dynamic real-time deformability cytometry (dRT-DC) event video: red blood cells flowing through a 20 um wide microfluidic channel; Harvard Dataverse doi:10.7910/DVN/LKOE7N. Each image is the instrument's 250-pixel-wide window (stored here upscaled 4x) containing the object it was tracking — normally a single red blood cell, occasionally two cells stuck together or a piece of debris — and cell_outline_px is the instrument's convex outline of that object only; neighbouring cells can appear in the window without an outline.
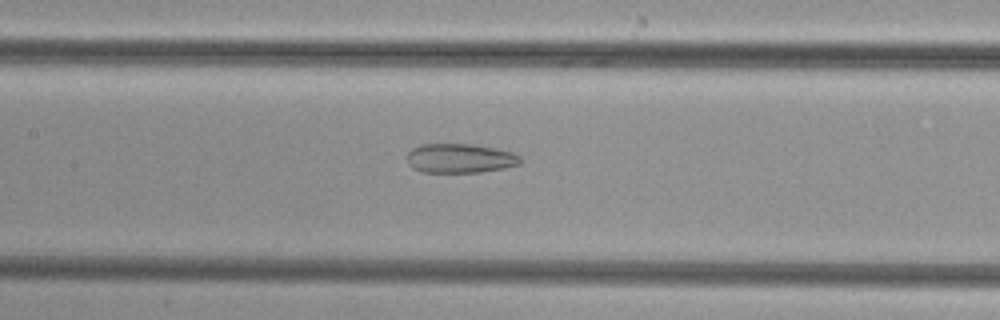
{"species": "common noctule bat (a hibernating species)", "species_latin": "Nyctalus noctula", "temperature_condition": "cold", "stored_images_in_passage": 44, "camera_frame_rate_fps": 3000, "um_per_image_px": 0.085, "animal": {"sex": "female", "body_mass_g": 29.2, "forearm_length_mm": 56.3}, "frame": {"image": 1, "passage_image": 23, "time_ms": 7.333, "image_size_px": [1000, 320], "cell_outline_px": [[524, 160], [520, 164], [504, 168], [480, 172], [424, 172], [412, 168], [408, 164], [408, 152], [412, 148], [420, 144], [472, 144], [496, 148], [512, 152], [520, 156]], "centroid_in_image_um": [39.12, 13.45], "position_along_channel_um": 168.3, "area_um2": 19.48}}
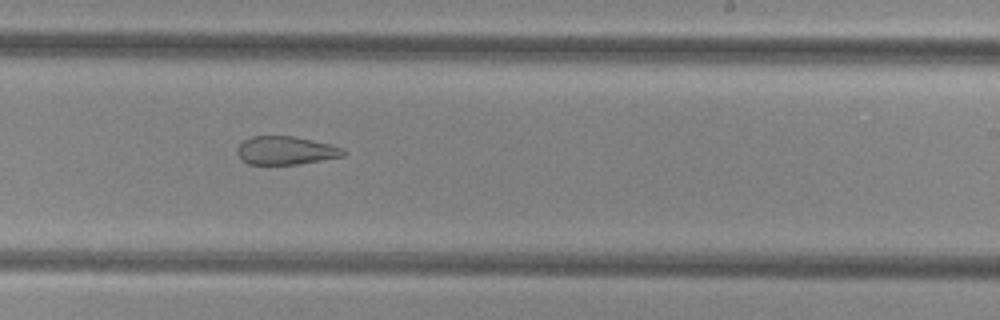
{"frame": {"image": 2, "passage_image": 30, "time_ms": 9.667, "image_size_px": [1000, 320], "cell_outline_px": [[348, 152], [344, 156], [296, 164], [248, 164], [240, 160], [236, 152], [236, 148], [244, 140], [252, 136], [292, 136], [332, 144], [344, 148]], "centroid_in_image_um": [24.29, 12.79], "position_along_channel_um": 264.7, "area_um2": 17.63}}
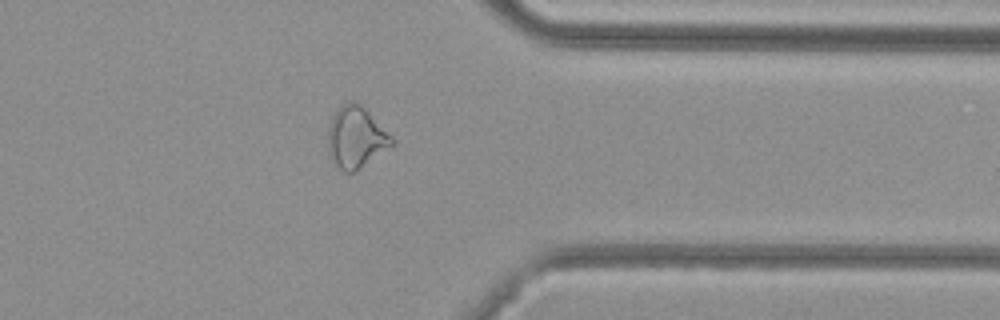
{"frame": {"image": 3, "passage_image": 39, "time_ms": 12.667, "image_size_px": [1000, 320], "cell_outline_px": [[396, 144], [356, 172], [344, 172], [332, 160], [328, 152], [328, 128], [332, 116], [340, 104], [348, 100], [352, 100], [360, 104], [396, 140]], "centroid_in_image_um": [30.27, 11.68], "position_along_channel_um": 381.1, "area_um2": 23.18}}